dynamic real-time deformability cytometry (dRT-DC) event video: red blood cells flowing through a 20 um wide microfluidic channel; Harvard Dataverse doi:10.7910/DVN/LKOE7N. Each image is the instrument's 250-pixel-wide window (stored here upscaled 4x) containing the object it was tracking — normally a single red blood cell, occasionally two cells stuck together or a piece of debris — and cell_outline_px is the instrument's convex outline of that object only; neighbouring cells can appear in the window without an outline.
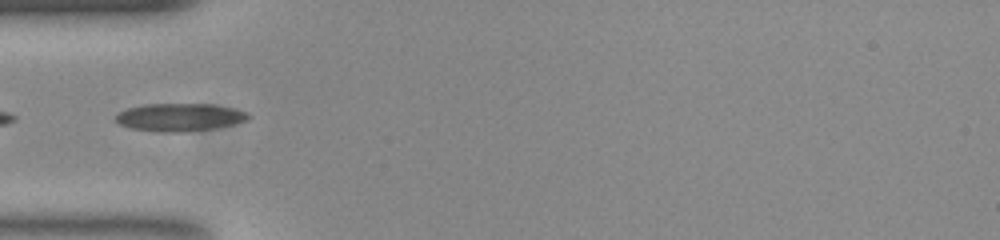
{"species": "common noctule bat (a hibernating species)", "species_latin": "Nyctalus noctula", "temperature_condition": "room temperature", "stored_images_in_passage": 37, "camera_frame_rate_fps": 3000, "um_per_image_px": 0.085, "animal": {"sex": "female", "body_mass_g": 23.0, "forearm_length_mm": 53.4}, "frame": {"image": 1, "passage_image": 1, "time_ms": 0.0, "image_size_px": [1000, 240], "cell_outline_px": [[252, 116], [248, 120], [216, 128], [184, 132], [160, 132], [132, 128], [120, 124], [116, 120], [116, 116], [120, 112], [128, 108], [144, 104], [212, 104], [232, 108], [248, 112]], "centroid_in_image_um": [15.31, 9.96], "position_along_channel_um": 69.7, "area_um2": 21.44}}
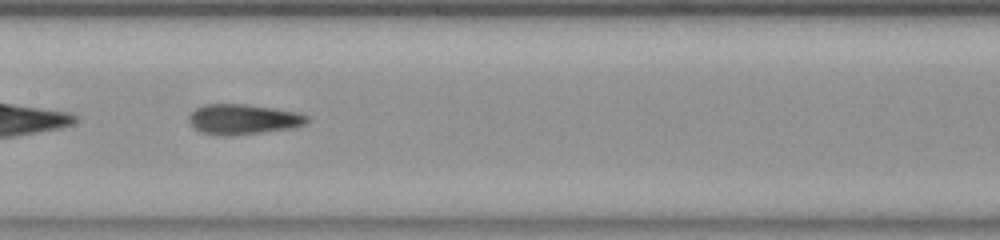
{"frame": {"image": 2, "passage_image": 10, "time_ms": 3.0, "image_size_px": [1000, 240], "cell_outline_px": [[308, 120], [304, 124], [292, 128], [228, 136], [224, 136], [204, 132], [196, 128], [188, 120], [188, 116], [196, 108], [204, 104], [248, 104], [300, 112], [308, 116]], "centroid_in_image_um": [20.69, 10.12], "position_along_channel_um": 186.7, "area_um2": 20.63}}
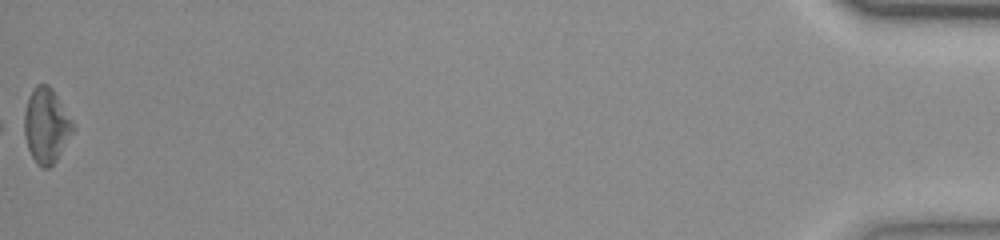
{"frame": {"image": 3, "passage_image": 37, "time_ms": 12.0, "image_size_px": [1000, 240], "cell_outline_px": [[72, 132], [56, 160], [48, 168], [44, 168], [36, 164], [28, 148], [24, 132], [24, 112], [28, 96], [32, 88], [36, 84], [48, 84], [52, 88], [72, 120]], "centroid_in_image_um": [3.89, 10.64], "position_along_channel_um": 431.3, "area_um2": 20.92}, "authors_computed_cell_mechanics": {"area_um2": 20.4612, "velocity_mm_per_s": 3.8733, "shape_relaxation_time_tau1_ms": 11.3688, "shape_relaxation_time_tau2_ms": 3.0186, "deformation_change_tau1": 0.2017, "deformation_change_tau2": 0.093}}